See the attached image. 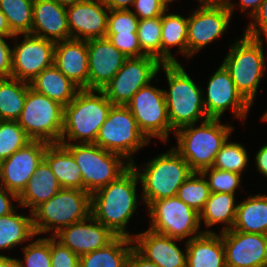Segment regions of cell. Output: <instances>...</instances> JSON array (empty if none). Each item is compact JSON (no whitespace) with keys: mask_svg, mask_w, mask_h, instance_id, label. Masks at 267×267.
<instances>
[{"mask_svg":"<svg viewBox=\"0 0 267 267\" xmlns=\"http://www.w3.org/2000/svg\"><path fill=\"white\" fill-rule=\"evenodd\" d=\"M137 171L131 166L118 179L91 194V215L116 236L131 238L126 227L138 209Z\"/></svg>","mask_w":267,"mask_h":267,"instance_id":"6da1fadb","label":"cell"},{"mask_svg":"<svg viewBox=\"0 0 267 267\" xmlns=\"http://www.w3.org/2000/svg\"><path fill=\"white\" fill-rule=\"evenodd\" d=\"M112 106L102 90L80 89L75 98L64 107L60 143H95Z\"/></svg>","mask_w":267,"mask_h":267,"instance_id":"7a4b0ae2","label":"cell"},{"mask_svg":"<svg viewBox=\"0 0 267 267\" xmlns=\"http://www.w3.org/2000/svg\"><path fill=\"white\" fill-rule=\"evenodd\" d=\"M187 125L174 133L177 145L172 146L188 163L193 172H201L213 166L222 145L229 139L234 127L223 124L220 119Z\"/></svg>","mask_w":267,"mask_h":267,"instance_id":"3957f363","label":"cell"},{"mask_svg":"<svg viewBox=\"0 0 267 267\" xmlns=\"http://www.w3.org/2000/svg\"><path fill=\"white\" fill-rule=\"evenodd\" d=\"M168 82L164 90L168 117L171 128L197 124L208 119L203 101L204 91L197 86L181 63L162 64Z\"/></svg>","mask_w":267,"mask_h":267,"instance_id":"277c9868","label":"cell"},{"mask_svg":"<svg viewBox=\"0 0 267 267\" xmlns=\"http://www.w3.org/2000/svg\"><path fill=\"white\" fill-rule=\"evenodd\" d=\"M132 166L138 173L142 194L140 198L148 207L153 201L177 195L178 189L193 172L183 157L173 148L141 165ZM144 167V168H142Z\"/></svg>","mask_w":267,"mask_h":267,"instance_id":"5b68a950","label":"cell"},{"mask_svg":"<svg viewBox=\"0 0 267 267\" xmlns=\"http://www.w3.org/2000/svg\"><path fill=\"white\" fill-rule=\"evenodd\" d=\"M263 38L244 35L229 47L223 62L229 71L237 91L252 106L256 100L257 89L266 68L263 53Z\"/></svg>","mask_w":267,"mask_h":267,"instance_id":"8992f818","label":"cell"},{"mask_svg":"<svg viewBox=\"0 0 267 267\" xmlns=\"http://www.w3.org/2000/svg\"><path fill=\"white\" fill-rule=\"evenodd\" d=\"M91 215V193L73 188H61L48 201L32 211L36 236L57 234L62 228L82 221Z\"/></svg>","mask_w":267,"mask_h":267,"instance_id":"52a82bcc","label":"cell"},{"mask_svg":"<svg viewBox=\"0 0 267 267\" xmlns=\"http://www.w3.org/2000/svg\"><path fill=\"white\" fill-rule=\"evenodd\" d=\"M63 145L73 155L81 170L84 190L91 194L118 179L132 166L121 155L109 152L94 143Z\"/></svg>","mask_w":267,"mask_h":267,"instance_id":"ba28073f","label":"cell"},{"mask_svg":"<svg viewBox=\"0 0 267 267\" xmlns=\"http://www.w3.org/2000/svg\"><path fill=\"white\" fill-rule=\"evenodd\" d=\"M151 141L142 133L126 106L113 105L94 144L121 155L133 164L134 155Z\"/></svg>","mask_w":267,"mask_h":267,"instance_id":"9c48e42d","label":"cell"},{"mask_svg":"<svg viewBox=\"0 0 267 267\" xmlns=\"http://www.w3.org/2000/svg\"><path fill=\"white\" fill-rule=\"evenodd\" d=\"M17 121L31 140L60 143L64 127V106L29 88Z\"/></svg>","mask_w":267,"mask_h":267,"instance_id":"30bf717a","label":"cell"},{"mask_svg":"<svg viewBox=\"0 0 267 267\" xmlns=\"http://www.w3.org/2000/svg\"><path fill=\"white\" fill-rule=\"evenodd\" d=\"M149 229L181 241L203 234L200 214L177 196L153 201L148 207Z\"/></svg>","mask_w":267,"mask_h":267,"instance_id":"8fae6325","label":"cell"},{"mask_svg":"<svg viewBox=\"0 0 267 267\" xmlns=\"http://www.w3.org/2000/svg\"><path fill=\"white\" fill-rule=\"evenodd\" d=\"M126 107L131 111L139 129L150 141L154 137L167 143L169 133L175 132L170 126L164 89L149 83L132 97Z\"/></svg>","mask_w":267,"mask_h":267,"instance_id":"7c38bea8","label":"cell"},{"mask_svg":"<svg viewBox=\"0 0 267 267\" xmlns=\"http://www.w3.org/2000/svg\"><path fill=\"white\" fill-rule=\"evenodd\" d=\"M161 65L157 58L149 55L128 58L102 91L113 105L126 106L143 86L154 81Z\"/></svg>","mask_w":267,"mask_h":267,"instance_id":"4fadbf2b","label":"cell"},{"mask_svg":"<svg viewBox=\"0 0 267 267\" xmlns=\"http://www.w3.org/2000/svg\"><path fill=\"white\" fill-rule=\"evenodd\" d=\"M206 89L203 101L208 118L221 119L224 112L230 108L234 117L245 123L252 106L237 91L229 71L223 64L209 77Z\"/></svg>","mask_w":267,"mask_h":267,"instance_id":"5bb4252c","label":"cell"},{"mask_svg":"<svg viewBox=\"0 0 267 267\" xmlns=\"http://www.w3.org/2000/svg\"><path fill=\"white\" fill-rule=\"evenodd\" d=\"M19 36L13 37L16 42L12 47L11 77L30 82L54 64L56 42L30 34H24L22 40L17 42Z\"/></svg>","mask_w":267,"mask_h":267,"instance_id":"9a60e30c","label":"cell"},{"mask_svg":"<svg viewBox=\"0 0 267 267\" xmlns=\"http://www.w3.org/2000/svg\"><path fill=\"white\" fill-rule=\"evenodd\" d=\"M232 15L228 7H198L188 16V58L220 39L230 25ZM197 52V53H196Z\"/></svg>","mask_w":267,"mask_h":267,"instance_id":"2e32d148","label":"cell"},{"mask_svg":"<svg viewBox=\"0 0 267 267\" xmlns=\"http://www.w3.org/2000/svg\"><path fill=\"white\" fill-rule=\"evenodd\" d=\"M49 143L31 140L20 150L0 162V184L19 196L37 167L44 160Z\"/></svg>","mask_w":267,"mask_h":267,"instance_id":"e0dca14e","label":"cell"},{"mask_svg":"<svg viewBox=\"0 0 267 267\" xmlns=\"http://www.w3.org/2000/svg\"><path fill=\"white\" fill-rule=\"evenodd\" d=\"M220 234L226 267H267V235L233 229Z\"/></svg>","mask_w":267,"mask_h":267,"instance_id":"ac0fdd59","label":"cell"},{"mask_svg":"<svg viewBox=\"0 0 267 267\" xmlns=\"http://www.w3.org/2000/svg\"><path fill=\"white\" fill-rule=\"evenodd\" d=\"M70 37L80 40L105 38L109 9L103 0L66 6Z\"/></svg>","mask_w":267,"mask_h":267,"instance_id":"d6986e66","label":"cell"},{"mask_svg":"<svg viewBox=\"0 0 267 267\" xmlns=\"http://www.w3.org/2000/svg\"><path fill=\"white\" fill-rule=\"evenodd\" d=\"M87 41L89 90H102L128 59L107 38Z\"/></svg>","mask_w":267,"mask_h":267,"instance_id":"ffe728a7","label":"cell"},{"mask_svg":"<svg viewBox=\"0 0 267 267\" xmlns=\"http://www.w3.org/2000/svg\"><path fill=\"white\" fill-rule=\"evenodd\" d=\"M54 237L81 256L106 246L116 235L90 215L82 221L62 228Z\"/></svg>","mask_w":267,"mask_h":267,"instance_id":"44dd1931","label":"cell"},{"mask_svg":"<svg viewBox=\"0 0 267 267\" xmlns=\"http://www.w3.org/2000/svg\"><path fill=\"white\" fill-rule=\"evenodd\" d=\"M131 238L134 248L159 267H186V242L183 251L177 245L179 239L156 233L150 229L132 234Z\"/></svg>","mask_w":267,"mask_h":267,"instance_id":"7402d4cb","label":"cell"},{"mask_svg":"<svg viewBox=\"0 0 267 267\" xmlns=\"http://www.w3.org/2000/svg\"><path fill=\"white\" fill-rule=\"evenodd\" d=\"M54 65L80 89H88L89 63L86 40L70 38L56 42Z\"/></svg>","mask_w":267,"mask_h":267,"instance_id":"603a6c76","label":"cell"},{"mask_svg":"<svg viewBox=\"0 0 267 267\" xmlns=\"http://www.w3.org/2000/svg\"><path fill=\"white\" fill-rule=\"evenodd\" d=\"M30 35L54 42L70 39L66 6L56 0H34Z\"/></svg>","mask_w":267,"mask_h":267,"instance_id":"cb8c5ba5","label":"cell"},{"mask_svg":"<svg viewBox=\"0 0 267 267\" xmlns=\"http://www.w3.org/2000/svg\"><path fill=\"white\" fill-rule=\"evenodd\" d=\"M186 267H226L219 233H203L186 242Z\"/></svg>","mask_w":267,"mask_h":267,"instance_id":"d4e9b609","label":"cell"},{"mask_svg":"<svg viewBox=\"0 0 267 267\" xmlns=\"http://www.w3.org/2000/svg\"><path fill=\"white\" fill-rule=\"evenodd\" d=\"M169 8L161 16V63H179L170 48L178 47L176 52L188 59L187 28L188 17L169 13Z\"/></svg>","mask_w":267,"mask_h":267,"instance_id":"484cf974","label":"cell"},{"mask_svg":"<svg viewBox=\"0 0 267 267\" xmlns=\"http://www.w3.org/2000/svg\"><path fill=\"white\" fill-rule=\"evenodd\" d=\"M44 161L56 176L61 188L84 190L81 170L76 164L73 155L61 143L48 144Z\"/></svg>","mask_w":267,"mask_h":267,"instance_id":"4316f807","label":"cell"},{"mask_svg":"<svg viewBox=\"0 0 267 267\" xmlns=\"http://www.w3.org/2000/svg\"><path fill=\"white\" fill-rule=\"evenodd\" d=\"M60 189L56 176L43 160L18 196V205L32 212L41 203L56 195Z\"/></svg>","mask_w":267,"mask_h":267,"instance_id":"83f0119b","label":"cell"},{"mask_svg":"<svg viewBox=\"0 0 267 267\" xmlns=\"http://www.w3.org/2000/svg\"><path fill=\"white\" fill-rule=\"evenodd\" d=\"M30 88L64 107L76 96L80 88L68 79L54 64L45 68L29 82Z\"/></svg>","mask_w":267,"mask_h":267,"instance_id":"f1b7e54d","label":"cell"},{"mask_svg":"<svg viewBox=\"0 0 267 267\" xmlns=\"http://www.w3.org/2000/svg\"><path fill=\"white\" fill-rule=\"evenodd\" d=\"M232 229L267 235V195L255 194L238 203Z\"/></svg>","mask_w":267,"mask_h":267,"instance_id":"f546056e","label":"cell"},{"mask_svg":"<svg viewBox=\"0 0 267 267\" xmlns=\"http://www.w3.org/2000/svg\"><path fill=\"white\" fill-rule=\"evenodd\" d=\"M133 239L116 236L109 244L79 256V267H127Z\"/></svg>","mask_w":267,"mask_h":267,"instance_id":"4dcf8cb0","label":"cell"},{"mask_svg":"<svg viewBox=\"0 0 267 267\" xmlns=\"http://www.w3.org/2000/svg\"><path fill=\"white\" fill-rule=\"evenodd\" d=\"M237 205L235 194L211 193L200 214V224L204 222V233H214L212 226L224 224L220 232L231 230L236 217Z\"/></svg>","mask_w":267,"mask_h":267,"instance_id":"1f68e13d","label":"cell"},{"mask_svg":"<svg viewBox=\"0 0 267 267\" xmlns=\"http://www.w3.org/2000/svg\"><path fill=\"white\" fill-rule=\"evenodd\" d=\"M17 208L10 214L0 217V250H7L35 239L32 212L20 215ZM2 256V254H0Z\"/></svg>","mask_w":267,"mask_h":267,"instance_id":"d6a6232c","label":"cell"},{"mask_svg":"<svg viewBox=\"0 0 267 267\" xmlns=\"http://www.w3.org/2000/svg\"><path fill=\"white\" fill-rule=\"evenodd\" d=\"M29 88V82L12 77L0 78V120L19 119Z\"/></svg>","mask_w":267,"mask_h":267,"instance_id":"836d02e7","label":"cell"},{"mask_svg":"<svg viewBox=\"0 0 267 267\" xmlns=\"http://www.w3.org/2000/svg\"><path fill=\"white\" fill-rule=\"evenodd\" d=\"M33 4L34 0H0V11L14 35L31 33Z\"/></svg>","mask_w":267,"mask_h":267,"instance_id":"e575fe53","label":"cell"},{"mask_svg":"<svg viewBox=\"0 0 267 267\" xmlns=\"http://www.w3.org/2000/svg\"><path fill=\"white\" fill-rule=\"evenodd\" d=\"M211 192L207 180L201 172H192L185 182L180 186L177 197L188 206L200 213Z\"/></svg>","mask_w":267,"mask_h":267,"instance_id":"d590c367","label":"cell"},{"mask_svg":"<svg viewBox=\"0 0 267 267\" xmlns=\"http://www.w3.org/2000/svg\"><path fill=\"white\" fill-rule=\"evenodd\" d=\"M228 141L227 139L222 145L221 150L215 157L212 167L242 175L250 160L248 156L249 153L242 144Z\"/></svg>","mask_w":267,"mask_h":267,"instance_id":"8d00e7d4","label":"cell"},{"mask_svg":"<svg viewBox=\"0 0 267 267\" xmlns=\"http://www.w3.org/2000/svg\"><path fill=\"white\" fill-rule=\"evenodd\" d=\"M161 16L139 20L138 39L141 50L161 62Z\"/></svg>","mask_w":267,"mask_h":267,"instance_id":"74e56055","label":"cell"},{"mask_svg":"<svg viewBox=\"0 0 267 267\" xmlns=\"http://www.w3.org/2000/svg\"><path fill=\"white\" fill-rule=\"evenodd\" d=\"M31 139L18 121L0 120V162L20 150Z\"/></svg>","mask_w":267,"mask_h":267,"instance_id":"f35d334b","label":"cell"},{"mask_svg":"<svg viewBox=\"0 0 267 267\" xmlns=\"http://www.w3.org/2000/svg\"><path fill=\"white\" fill-rule=\"evenodd\" d=\"M207 180L211 193H230L235 194L241 186L242 175L236 172L224 171L214 167L206 168L201 171Z\"/></svg>","mask_w":267,"mask_h":267,"instance_id":"ab89813d","label":"cell"},{"mask_svg":"<svg viewBox=\"0 0 267 267\" xmlns=\"http://www.w3.org/2000/svg\"><path fill=\"white\" fill-rule=\"evenodd\" d=\"M24 259H19L20 267H51L50 236L37 239L22 247Z\"/></svg>","mask_w":267,"mask_h":267,"instance_id":"60d3db41","label":"cell"},{"mask_svg":"<svg viewBox=\"0 0 267 267\" xmlns=\"http://www.w3.org/2000/svg\"><path fill=\"white\" fill-rule=\"evenodd\" d=\"M139 19L132 10H109L107 33H137Z\"/></svg>","mask_w":267,"mask_h":267,"instance_id":"b9f144b4","label":"cell"},{"mask_svg":"<svg viewBox=\"0 0 267 267\" xmlns=\"http://www.w3.org/2000/svg\"><path fill=\"white\" fill-rule=\"evenodd\" d=\"M105 38L128 58L146 55L141 50L137 33H106Z\"/></svg>","mask_w":267,"mask_h":267,"instance_id":"7bdbcfd3","label":"cell"},{"mask_svg":"<svg viewBox=\"0 0 267 267\" xmlns=\"http://www.w3.org/2000/svg\"><path fill=\"white\" fill-rule=\"evenodd\" d=\"M51 267H79V256L50 235Z\"/></svg>","mask_w":267,"mask_h":267,"instance_id":"ee69618b","label":"cell"},{"mask_svg":"<svg viewBox=\"0 0 267 267\" xmlns=\"http://www.w3.org/2000/svg\"><path fill=\"white\" fill-rule=\"evenodd\" d=\"M244 35L261 39L264 35L267 42V0H264L257 12L253 15L252 20L244 29Z\"/></svg>","mask_w":267,"mask_h":267,"instance_id":"f6af8a7d","label":"cell"},{"mask_svg":"<svg viewBox=\"0 0 267 267\" xmlns=\"http://www.w3.org/2000/svg\"><path fill=\"white\" fill-rule=\"evenodd\" d=\"M132 8L139 20L162 16L168 9L161 0H135Z\"/></svg>","mask_w":267,"mask_h":267,"instance_id":"bcb514c9","label":"cell"},{"mask_svg":"<svg viewBox=\"0 0 267 267\" xmlns=\"http://www.w3.org/2000/svg\"><path fill=\"white\" fill-rule=\"evenodd\" d=\"M9 38L0 36V78H10L12 72V48L6 42Z\"/></svg>","mask_w":267,"mask_h":267,"instance_id":"7dc6e473","label":"cell"},{"mask_svg":"<svg viewBox=\"0 0 267 267\" xmlns=\"http://www.w3.org/2000/svg\"><path fill=\"white\" fill-rule=\"evenodd\" d=\"M12 200L17 203L18 196L0 184V217L10 214L18 208L17 206L15 207Z\"/></svg>","mask_w":267,"mask_h":267,"instance_id":"c3c4849f","label":"cell"},{"mask_svg":"<svg viewBox=\"0 0 267 267\" xmlns=\"http://www.w3.org/2000/svg\"><path fill=\"white\" fill-rule=\"evenodd\" d=\"M240 2L237 4L239 8L242 10V13L248 10V16L253 17V15L257 12V10L260 7V4L264 0H239ZM240 4V5H239ZM236 4L234 3L233 0H230V3L228 5L229 11L231 12V15H233V10H236L235 8L237 7ZM250 10V11H249Z\"/></svg>","mask_w":267,"mask_h":267,"instance_id":"681fc988","label":"cell"},{"mask_svg":"<svg viewBox=\"0 0 267 267\" xmlns=\"http://www.w3.org/2000/svg\"><path fill=\"white\" fill-rule=\"evenodd\" d=\"M127 267H159V266L147 260L133 247L128 256Z\"/></svg>","mask_w":267,"mask_h":267,"instance_id":"f907efd6","label":"cell"},{"mask_svg":"<svg viewBox=\"0 0 267 267\" xmlns=\"http://www.w3.org/2000/svg\"><path fill=\"white\" fill-rule=\"evenodd\" d=\"M255 165L259 174L267 177V143L264 144L255 155Z\"/></svg>","mask_w":267,"mask_h":267,"instance_id":"816d5d0a","label":"cell"},{"mask_svg":"<svg viewBox=\"0 0 267 267\" xmlns=\"http://www.w3.org/2000/svg\"><path fill=\"white\" fill-rule=\"evenodd\" d=\"M135 0H103L109 10H130Z\"/></svg>","mask_w":267,"mask_h":267,"instance_id":"f5cc1de1","label":"cell"},{"mask_svg":"<svg viewBox=\"0 0 267 267\" xmlns=\"http://www.w3.org/2000/svg\"><path fill=\"white\" fill-rule=\"evenodd\" d=\"M0 36L1 37H14L10 27L7 23L5 15L0 11Z\"/></svg>","mask_w":267,"mask_h":267,"instance_id":"db71d44e","label":"cell"},{"mask_svg":"<svg viewBox=\"0 0 267 267\" xmlns=\"http://www.w3.org/2000/svg\"><path fill=\"white\" fill-rule=\"evenodd\" d=\"M199 7H228L230 0H198Z\"/></svg>","mask_w":267,"mask_h":267,"instance_id":"11a10c76","label":"cell"},{"mask_svg":"<svg viewBox=\"0 0 267 267\" xmlns=\"http://www.w3.org/2000/svg\"><path fill=\"white\" fill-rule=\"evenodd\" d=\"M0 267H20L18 258L5 256L3 254L2 256H0Z\"/></svg>","mask_w":267,"mask_h":267,"instance_id":"9f6ffc18","label":"cell"},{"mask_svg":"<svg viewBox=\"0 0 267 267\" xmlns=\"http://www.w3.org/2000/svg\"><path fill=\"white\" fill-rule=\"evenodd\" d=\"M56 1L63 6H69L72 4L84 3L90 0H56Z\"/></svg>","mask_w":267,"mask_h":267,"instance_id":"6f0895ef","label":"cell"},{"mask_svg":"<svg viewBox=\"0 0 267 267\" xmlns=\"http://www.w3.org/2000/svg\"><path fill=\"white\" fill-rule=\"evenodd\" d=\"M166 6H167V8H169V3H173L174 1H176V0H161Z\"/></svg>","mask_w":267,"mask_h":267,"instance_id":"680465c9","label":"cell"},{"mask_svg":"<svg viewBox=\"0 0 267 267\" xmlns=\"http://www.w3.org/2000/svg\"><path fill=\"white\" fill-rule=\"evenodd\" d=\"M261 120L264 122H267V110L265 113H263L262 117H261Z\"/></svg>","mask_w":267,"mask_h":267,"instance_id":"91938a15","label":"cell"}]
</instances>
